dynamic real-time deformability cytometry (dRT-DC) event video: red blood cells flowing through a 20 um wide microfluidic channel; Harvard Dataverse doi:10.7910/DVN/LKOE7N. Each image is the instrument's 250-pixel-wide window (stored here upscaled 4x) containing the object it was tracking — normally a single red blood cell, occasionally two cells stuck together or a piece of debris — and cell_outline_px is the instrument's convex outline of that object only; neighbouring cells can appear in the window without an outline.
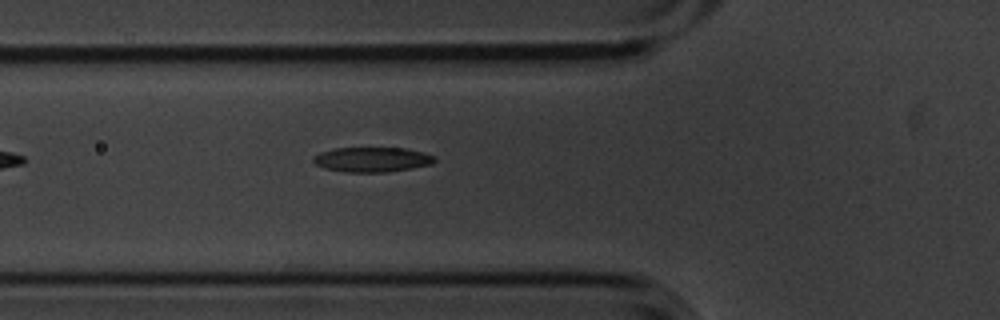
{"species": "common noctule bat (a hibernating species)", "species_latin": "Nyctalus noctula", "temperature_condition": "cold", "stored_images_in_passage": 8, "camera_frame_rate_fps": 3000, "um_per_image_px": 0.085, "animal": {"sex": "male", "body_mass_g": 20.1, "forearm_length_mm": 53.5}, "frame": {"image": 1, "passage_image": 8, "time_ms": 2.333, "image_size_px": [1000, 320], "cell_outline_px": [[436, 160], [432, 164], [412, 168], [388, 172], [344, 172], [324, 168], [316, 164], [312, 160], [312, 156], [320, 152], [336, 148], [404, 148], [424, 152], [436, 156]], "centroid_in_image_um": [31.64, 13.56], "position_along_channel_um": 94.2, "area_um2": 17.69}}